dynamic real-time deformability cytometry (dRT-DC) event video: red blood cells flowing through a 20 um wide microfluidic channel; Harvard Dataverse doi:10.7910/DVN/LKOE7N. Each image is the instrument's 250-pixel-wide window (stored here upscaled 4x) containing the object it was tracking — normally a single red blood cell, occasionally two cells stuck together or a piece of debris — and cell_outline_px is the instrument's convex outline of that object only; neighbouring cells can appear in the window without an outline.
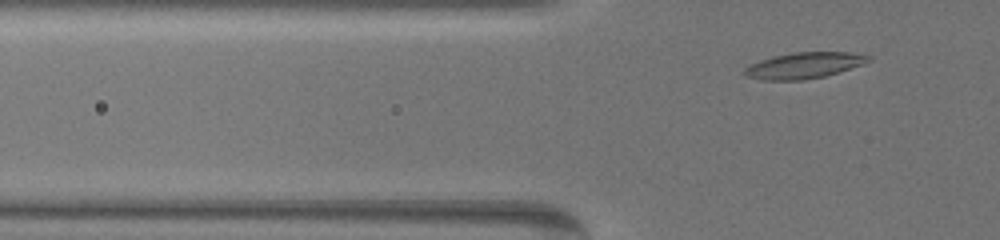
{"species": "common noctule bat (a hibernating species)", "species_latin": "Nyctalus noctula", "temperature_condition": "warm", "stored_images_in_passage": 42, "camera_frame_rate_fps": 3000, "um_per_image_px": 0.085, "animal": {"sex": "female", "body_mass_g": 19.5, "forearm_length_mm": 54.1}, "frame": {"image": 1, "passage_image": 7, "time_ms": 2.0, "image_size_px": [1000, 240], "cell_outline_px": [[872, 60], [864, 64], [824, 76], [804, 80], [760, 80], [744, 76], [744, 68], [760, 60], [772, 56], [796, 52], [848, 52], [872, 56]], "centroid_in_image_um": [68.34, 5.56], "position_along_channel_um": 57.5, "area_um2": 18.84}}
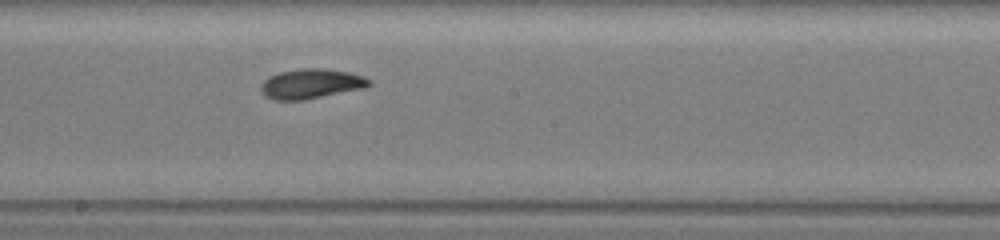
{"frame": {"image": 2, "passage_image": 23, "time_ms": 7.333, "image_size_px": [1000, 240], "cell_outline_px": [[372, 84], [364, 88], [304, 100], [272, 100], [260, 88], [264, 80], [268, 76], [280, 72], [300, 68], [324, 68], [348, 72], [364, 76], [372, 80]], "centroid_in_image_um": [26.48, 7.11], "position_along_channel_um": 221.7, "area_um2": 18.79}}
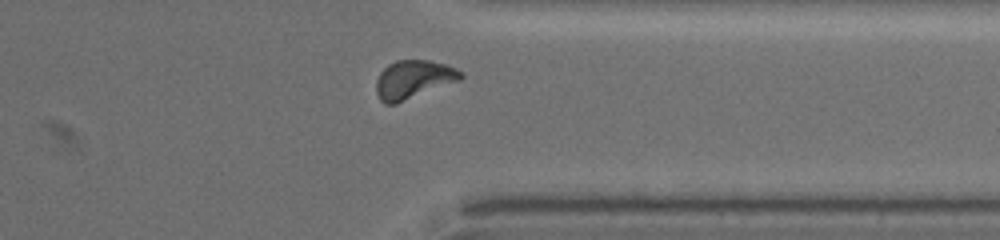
{"frame": {"image": 3, "passage_image": 37, "time_ms": 12.0, "image_size_px": [1000, 240], "cell_outline_px": [[464, 76], [460, 80], [396, 104], [384, 104], [380, 100], [376, 92], [376, 80], [380, 72], [388, 64], [396, 60], [428, 60], [444, 64], [456, 68], [464, 72]], "centroid_in_image_um": [35.13, 6.75], "position_along_channel_um": 376.3, "area_um2": 19.02}, "authors_computed_cell_mechanics": {"area_um2": 18.0914, "velocity_mm_per_s": 3.3285, "shape_relaxation_time_tau1_ms": 2.771, "shape_relaxation_time_tau2_ms": 2.4353, "deformation_change_tau1": 0.1308, "deformation_change_tau2": 0.0714}}